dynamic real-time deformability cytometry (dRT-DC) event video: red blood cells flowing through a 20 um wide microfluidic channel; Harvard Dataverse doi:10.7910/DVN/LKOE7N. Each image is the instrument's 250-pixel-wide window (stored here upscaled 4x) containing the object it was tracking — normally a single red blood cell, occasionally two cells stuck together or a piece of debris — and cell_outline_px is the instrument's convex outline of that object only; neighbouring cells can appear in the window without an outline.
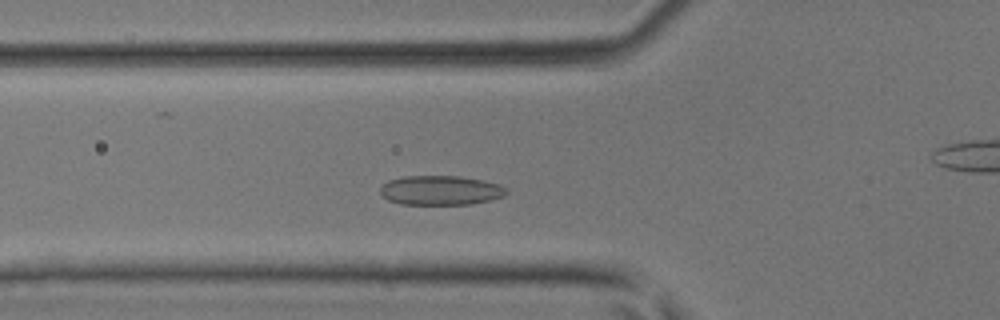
{"species": "common noctule bat (a hibernating species)", "species_latin": "Nyctalus noctula", "temperature_condition": "room temperature", "stored_images_in_passage": 29, "camera_frame_rate_fps": 3000, "um_per_image_px": 0.085, "animal": {"sex": "male", "body_mass_g": 17.9, "forearm_length_mm": 54.2}, "frame": {"image": 1, "passage_image": 8, "time_ms": 2.333, "image_size_px": [1000, 320], "cell_outline_px": [[508, 192], [504, 196], [492, 200], [472, 204], [400, 204], [388, 200], [380, 196], [380, 188], [388, 180], [404, 176], [460, 176], [484, 180], [500, 184]], "centroid_in_image_um": [37.45, 16.18], "position_along_channel_um": 88.4, "area_um2": 21.85}}
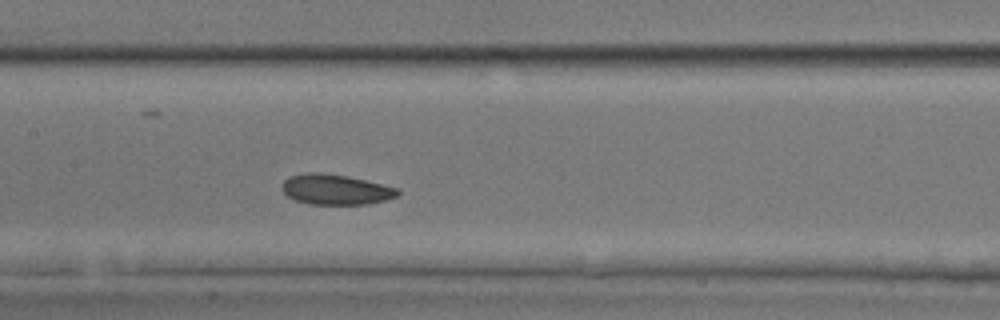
{"frame": {"image": 2, "passage_image": 14, "time_ms": 4.333, "image_size_px": [1000, 320], "cell_outline_px": [[400, 192], [396, 196], [384, 200], [368, 204], [308, 204], [296, 200], [288, 196], [280, 188], [280, 184], [288, 176], [308, 172], [316, 172], [348, 176], [396, 188]], "centroid_in_image_um": [28.45, 16.1], "position_along_channel_um": 178.9, "area_um2": 20.29}}
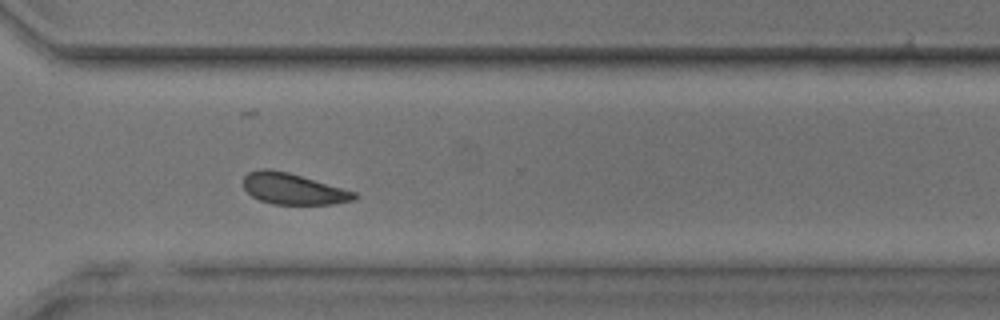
{"frame": {"image": 3, "passage_image": 25, "time_ms": 8.0, "image_size_px": [1000, 320], "cell_outline_px": [[356, 196], [352, 200], [332, 204], [272, 204], [260, 200], [252, 196], [244, 188], [244, 176], [248, 172], [260, 168], [268, 168], [288, 172], [356, 192]], "centroid_in_image_um": [24.87, 16.04], "position_along_channel_um": 345.7, "area_um2": 19.94}}